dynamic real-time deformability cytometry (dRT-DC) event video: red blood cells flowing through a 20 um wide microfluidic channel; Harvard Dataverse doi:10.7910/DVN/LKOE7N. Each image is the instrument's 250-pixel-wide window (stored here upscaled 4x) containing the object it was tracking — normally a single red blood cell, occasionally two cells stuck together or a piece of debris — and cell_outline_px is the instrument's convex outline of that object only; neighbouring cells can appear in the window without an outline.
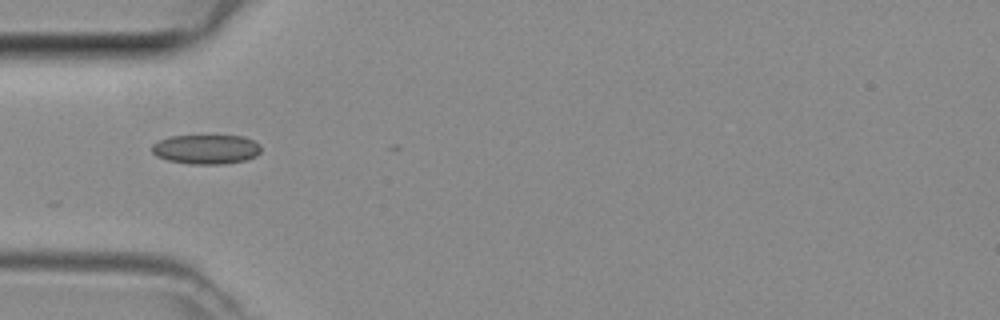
{"species": "common noctule bat (a hibernating species)", "species_latin": "Nyctalus noctula", "temperature_condition": "room temperature", "stored_images_in_passage": 5, "camera_frame_rate_fps": 3000, "um_per_image_px": 0.085, "animal": {"sex": "female", "body_mass_g": 29.2, "forearm_length_mm": 56.3}, "frame": {"image": 1, "passage_image": 1, "time_ms": 0.0, "image_size_px": [1000, 320], "cell_outline_px": [[260, 152], [256, 156], [244, 160], [224, 164], [188, 164], [168, 160], [156, 156], [152, 152], [152, 144], [168, 136], [244, 136], [260, 144]], "centroid_in_image_um": [17.51, 12.69], "position_along_channel_um": 67.5, "area_um2": 18.73}}
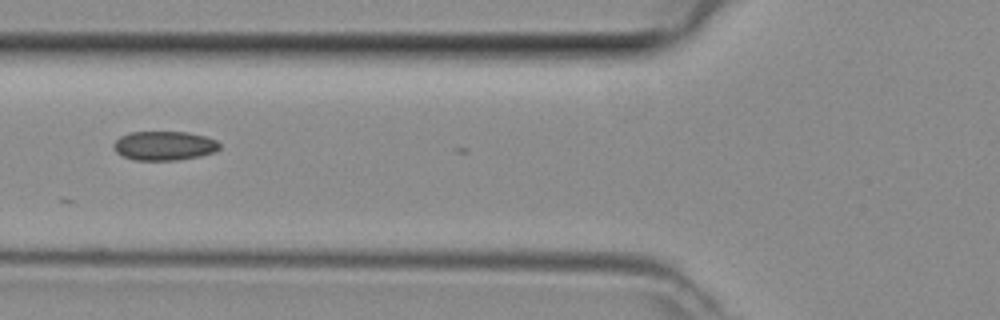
{"frame": {"image": 2, "passage_image": 4, "time_ms": 1.0, "image_size_px": [1000, 320], "cell_outline_px": [[220, 148], [212, 152], [200, 156], [176, 160], [132, 160], [116, 152], [112, 144], [120, 136], [128, 132], [188, 132], [204, 136], [216, 140], [220, 144]], "centroid_in_image_um": [13.93, 12.38], "position_along_channel_um": 111.9, "area_um2": 17.98}}